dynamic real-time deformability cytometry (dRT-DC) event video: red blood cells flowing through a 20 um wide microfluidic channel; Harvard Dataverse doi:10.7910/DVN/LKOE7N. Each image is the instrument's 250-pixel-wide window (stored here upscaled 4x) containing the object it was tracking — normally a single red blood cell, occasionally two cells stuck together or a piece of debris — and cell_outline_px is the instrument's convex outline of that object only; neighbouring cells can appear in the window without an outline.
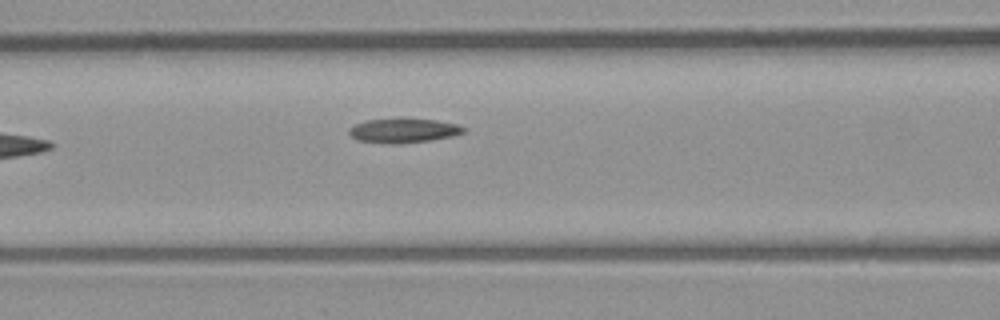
{"species": "common noctule bat (a hibernating species)", "species_latin": "Nyctalus noctula", "temperature_condition": "room temperature", "stored_images_in_passage": 4, "camera_frame_rate_fps": 3000, "um_per_image_px": 0.085, "animal": {"sex": "male", "body_mass_g": 23.1, "forearm_length_mm": 52.7}, "frame": {"image": 1, "passage_image": 4, "time_ms": 3.667, "image_size_px": [1000, 320], "cell_outline_px": [[468, 128], [464, 132], [452, 136], [428, 140], [396, 144], [388, 144], [356, 140], [348, 132], [348, 128], [364, 120], [400, 116], [436, 120], [456, 124]], "centroid_in_image_um": [34.26, 11.06], "position_along_channel_um": 132.3, "area_um2": 16.88}}